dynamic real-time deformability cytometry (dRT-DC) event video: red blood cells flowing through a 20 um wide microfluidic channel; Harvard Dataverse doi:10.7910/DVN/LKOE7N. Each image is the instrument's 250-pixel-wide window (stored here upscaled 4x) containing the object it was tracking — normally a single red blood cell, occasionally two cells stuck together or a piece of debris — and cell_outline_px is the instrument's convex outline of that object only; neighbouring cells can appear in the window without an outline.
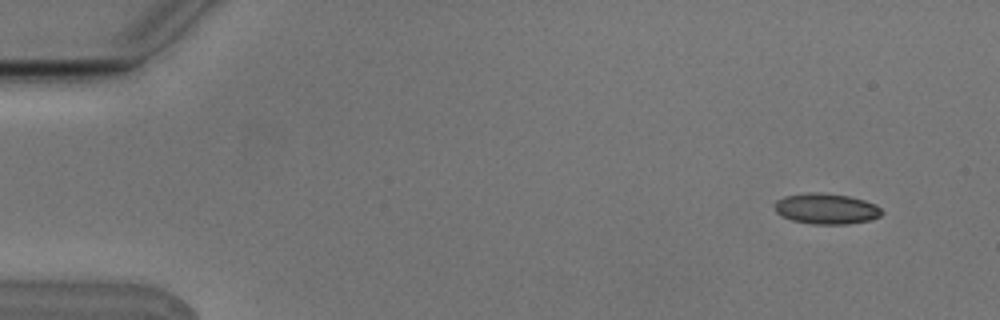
{"species": "Egyptian fruit bat (a non-hibernating species)", "species_latin": "Rousettus aegyptiacus", "temperature_condition": "cold", "stored_images_in_passage": 6, "camera_frame_rate_fps": 3000, "um_per_image_px": 0.085, "animal": {"sex": "male"}, "frame": {"image": 1, "passage_image": 1, "time_ms": 0.0, "image_size_px": [1000, 320], "cell_outline_px": [[884, 212], [880, 216], [872, 220], [848, 224], [812, 224], [792, 220], [780, 216], [776, 212], [772, 204], [776, 200], [784, 196], [808, 192], [824, 192], [848, 196], [864, 200], [876, 204]], "centroid_in_image_um": [70.21, 17.74], "position_along_channel_um": 14.8, "area_um2": 19.54}}
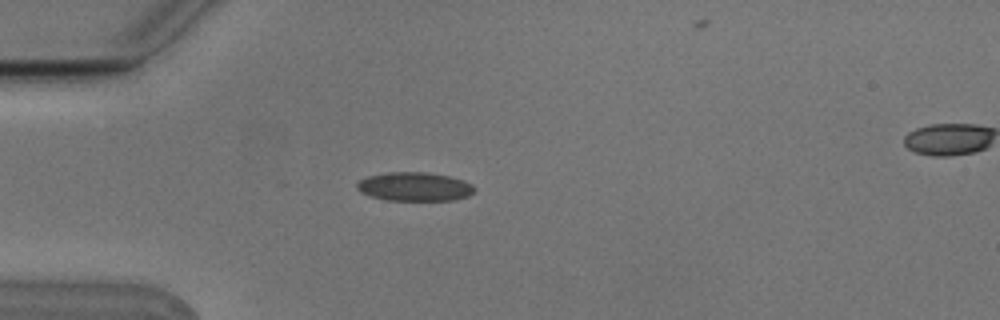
{"frame": {"image": 2, "passage_image": 4, "time_ms": 1.0, "image_size_px": [1000, 320], "cell_outline_px": [[476, 188], [468, 196], [452, 200], [384, 200], [360, 192], [356, 188], [356, 184], [364, 176], [388, 172], [428, 172], [448, 176], [464, 180], [472, 184]], "centroid_in_image_um": [35.21, 15.85], "position_along_channel_um": 49.8, "area_um2": 19.83}}